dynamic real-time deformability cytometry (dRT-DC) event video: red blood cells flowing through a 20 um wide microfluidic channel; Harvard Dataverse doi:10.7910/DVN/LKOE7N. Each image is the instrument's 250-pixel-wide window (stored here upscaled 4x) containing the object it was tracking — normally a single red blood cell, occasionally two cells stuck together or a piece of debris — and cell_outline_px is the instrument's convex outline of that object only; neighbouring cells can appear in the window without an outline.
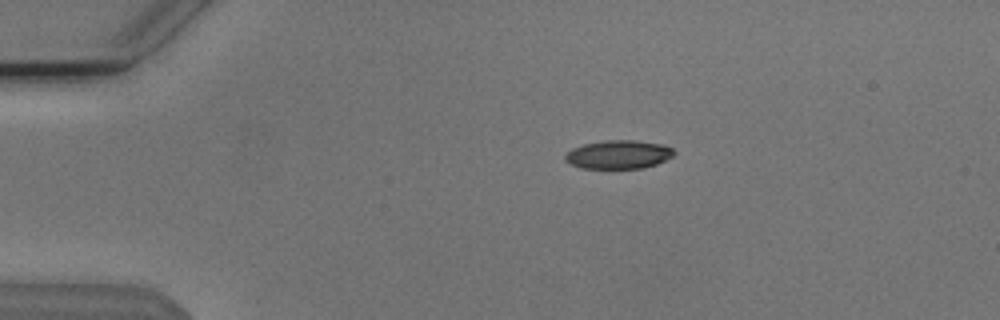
{"species": "Egyptian fruit bat (a non-hibernating species)", "species_latin": "Rousettus aegyptiacus", "temperature_condition": "cold", "stored_images_in_passage": 8, "camera_frame_rate_fps": 3000, "um_per_image_px": 0.085, "animal": {"sex": "male"}, "frame": {"image": 1, "passage_image": 3, "time_ms": 0.667, "image_size_px": [1000, 320], "cell_outline_px": [[676, 152], [672, 156], [656, 164], [644, 168], [580, 168], [564, 160], [564, 156], [572, 148], [584, 144], [608, 140], [636, 140], [664, 144], [672, 148]], "centroid_in_image_um": [52.59, 13.13], "position_along_channel_um": 32.4, "area_um2": 18.09}}
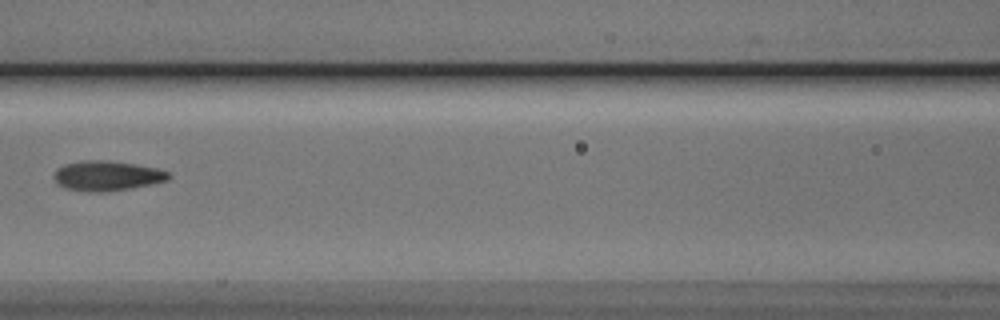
{"frame": {"image": 2, "passage_image": 7, "time_ms": 2.0, "image_size_px": [1000, 320], "cell_outline_px": [[172, 176], [168, 180], [128, 188], [104, 192], [88, 192], [64, 188], [56, 184], [52, 176], [56, 168], [64, 164], [84, 160], [108, 160], [160, 168], [168, 172]], "centroid_in_image_um": [9.04, 14.93], "position_along_channel_um": 157.6, "area_um2": 20.17}}
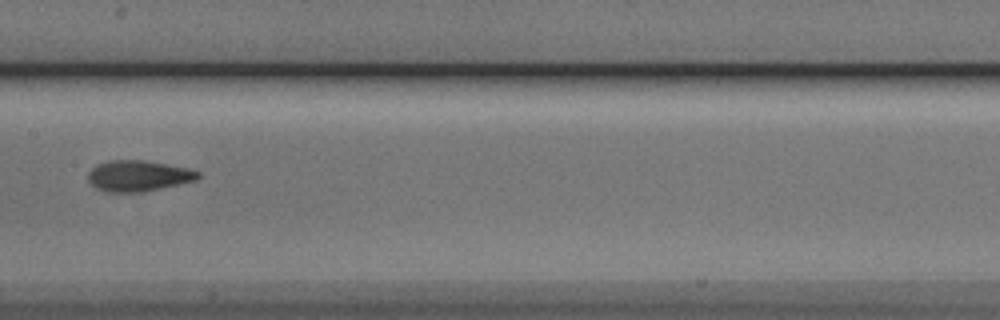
{"frame": {"image": 3, "passage_image": 8, "time_ms": 2.333, "image_size_px": [1000, 320], "cell_outline_px": [[200, 176], [196, 180], [144, 192], [104, 192], [96, 188], [88, 180], [88, 172], [92, 168], [100, 164], [112, 160], [144, 160], [188, 168], [200, 172]], "centroid_in_image_um": [11.76, 14.96], "position_along_channel_um": 195.6, "area_um2": 19.71}}